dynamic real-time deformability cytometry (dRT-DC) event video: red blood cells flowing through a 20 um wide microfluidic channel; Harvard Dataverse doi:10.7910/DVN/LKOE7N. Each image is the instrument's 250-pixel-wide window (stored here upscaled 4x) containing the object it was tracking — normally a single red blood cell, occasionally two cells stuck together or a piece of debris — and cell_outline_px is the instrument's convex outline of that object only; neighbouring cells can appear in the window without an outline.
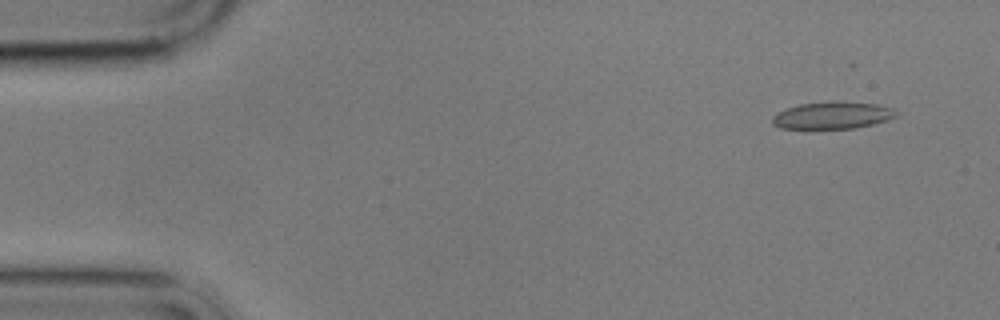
{"species": "common noctule bat (a hibernating species)", "species_latin": "Nyctalus noctula", "temperature_condition": "cold", "stored_images_in_passage": 3, "camera_frame_rate_fps": 3000, "um_per_image_px": 0.085, "animal": {"sex": "male", "body_mass_g": 17.9}, "frame": {"image": 1, "passage_image": 1, "time_ms": 0.0, "image_size_px": [1000, 320], "cell_outline_px": [[896, 116], [888, 120], [872, 124], [852, 128], [780, 128], [772, 124], [772, 116], [788, 108], [800, 104], [876, 104], [892, 108], [896, 112]], "centroid_in_image_um": [70.74, 9.85], "position_along_channel_um": 14.3, "area_um2": 18.32}}